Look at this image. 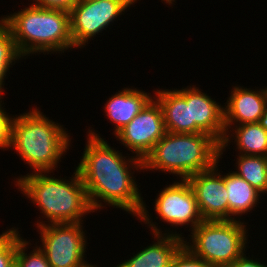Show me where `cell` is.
Listing matches in <instances>:
<instances>
[{
  "label": "cell",
  "instance_id": "22",
  "mask_svg": "<svg viewBox=\"0 0 267 267\" xmlns=\"http://www.w3.org/2000/svg\"><path fill=\"white\" fill-rule=\"evenodd\" d=\"M18 229L7 228L0 234V267H16V249L23 238Z\"/></svg>",
  "mask_w": 267,
  "mask_h": 267
},
{
  "label": "cell",
  "instance_id": "30",
  "mask_svg": "<svg viewBox=\"0 0 267 267\" xmlns=\"http://www.w3.org/2000/svg\"><path fill=\"white\" fill-rule=\"evenodd\" d=\"M90 267H98V265L93 264V265H91ZM113 267H115V266H113Z\"/></svg>",
  "mask_w": 267,
  "mask_h": 267
},
{
  "label": "cell",
  "instance_id": "10",
  "mask_svg": "<svg viewBox=\"0 0 267 267\" xmlns=\"http://www.w3.org/2000/svg\"><path fill=\"white\" fill-rule=\"evenodd\" d=\"M156 219L176 226L184 225L193 231L202 221L194 192L187 180H176L159 192L154 202ZM158 216V217H157Z\"/></svg>",
  "mask_w": 267,
  "mask_h": 267
},
{
  "label": "cell",
  "instance_id": "14",
  "mask_svg": "<svg viewBox=\"0 0 267 267\" xmlns=\"http://www.w3.org/2000/svg\"><path fill=\"white\" fill-rule=\"evenodd\" d=\"M232 87L223 105L226 133L235 125L258 123L267 104V86L258 90L240 85Z\"/></svg>",
  "mask_w": 267,
  "mask_h": 267
},
{
  "label": "cell",
  "instance_id": "26",
  "mask_svg": "<svg viewBox=\"0 0 267 267\" xmlns=\"http://www.w3.org/2000/svg\"><path fill=\"white\" fill-rule=\"evenodd\" d=\"M246 251L239 256L231 265L228 267H267V264L263 261L259 262V258L253 259V255L249 258L246 255Z\"/></svg>",
  "mask_w": 267,
  "mask_h": 267
},
{
  "label": "cell",
  "instance_id": "19",
  "mask_svg": "<svg viewBox=\"0 0 267 267\" xmlns=\"http://www.w3.org/2000/svg\"><path fill=\"white\" fill-rule=\"evenodd\" d=\"M233 171L262 195L267 194V157L238 154Z\"/></svg>",
  "mask_w": 267,
  "mask_h": 267
},
{
  "label": "cell",
  "instance_id": "1",
  "mask_svg": "<svg viewBox=\"0 0 267 267\" xmlns=\"http://www.w3.org/2000/svg\"><path fill=\"white\" fill-rule=\"evenodd\" d=\"M87 132L82 158L75 167L93 210H102L107 205L137 217L144 200L134 172L143 170V160L128 153L124 156L94 128L90 127Z\"/></svg>",
  "mask_w": 267,
  "mask_h": 267
},
{
  "label": "cell",
  "instance_id": "27",
  "mask_svg": "<svg viewBox=\"0 0 267 267\" xmlns=\"http://www.w3.org/2000/svg\"><path fill=\"white\" fill-rule=\"evenodd\" d=\"M258 124H260L267 131V104L264 108L263 115L258 121Z\"/></svg>",
  "mask_w": 267,
  "mask_h": 267
},
{
  "label": "cell",
  "instance_id": "28",
  "mask_svg": "<svg viewBox=\"0 0 267 267\" xmlns=\"http://www.w3.org/2000/svg\"><path fill=\"white\" fill-rule=\"evenodd\" d=\"M115 1L122 2L127 8L128 7L131 8V5L133 7V5L138 2V0H115Z\"/></svg>",
  "mask_w": 267,
  "mask_h": 267
},
{
  "label": "cell",
  "instance_id": "18",
  "mask_svg": "<svg viewBox=\"0 0 267 267\" xmlns=\"http://www.w3.org/2000/svg\"><path fill=\"white\" fill-rule=\"evenodd\" d=\"M224 182L228 192L229 220L244 221L240 218L255 211L263 195L232 170L224 174Z\"/></svg>",
  "mask_w": 267,
  "mask_h": 267
},
{
  "label": "cell",
  "instance_id": "3",
  "mask_svg": "<svg viewBox=\"0 0 267 267\" xmlns=\"http://www.w3.org/2000/svg\"><path fill=\"white\" fill-rule=\"evenodd\" d=\"M30 109L15 117L11 151L17 152L32 173L53 174L71 147V135L64 125L46 117L40 107Z\"/></svg>",
  "mask_w": 267,
  "mask_h": 267
},
{
  "label": "cell",
  "instance_id": "6",
  "mask_svg": "<svg viewBox=\"0 0 267 267\" xmlns=\"http://www.w3.org/2000/svg\"><path fill=\"white\" fill-rule=\"evenodd\" d=\"M246 224L238 220H203L190 232V238H186L189 240L184 239V245L214 267H228L249 248Z\"/></svg>",
  "mask_w": 267,
  "mask_h": 267
},
{
  "label": "cell",
  "instance_id": "17",
  "mask_svg": "<svg viewBox=\"0 0 267 267\" xmlns=\"http://www.w3.org/2000/svg\"><path fill=\"white\" fill-rule=\"evenodd\" d=\"M231 142L238 154L267 157V131L258 123L233 126L220 144V159Z\"/></svg>",
  "mask_w": 267,
  "mask_h": 267
},
{
  "label": "cell",
  "instance_id": "5",
  "mask_svg": "<svg viewBox=\"0 0 267 267\" xmlns=\"http://www.w3.org/2000/svg\"><path fill=\"white\" fill-rule=\"evenodd\" d=\"M218 160L220 144L210 135L167 132L143 160V173L159 170L186 180L212 168Z\"/></svg>",
  "mask_w": 267,
  "mask_h": 267
},
{
  "label": "cell",
  "instance_id": "24",
  "mask_svg": "<svg viewBox=\"0 0 267 267\" xmlns=\"http://www.w3.org/2000/svg\"><path fill=\"white\" fill-rule=\"evenodd\" d=\"M171 267H214L209 262L195 255L188 247L183 245L172 260Z\"/></svg>",
  "mask_w": 267,
  "mask_h": 267
},
{
  "label": "cell",
  "instance_id": "16",
  "mask_svg": "<svg viewBox=\"0 0 267 267\" xmlns=\"http://www.w3.org/2000/svg\"><path fill=\"white\" fill-rule=\"evenodd\" d=\"M156 89L154 98L158 101L167 132L191 133L190 102L178 89Z\"/></svg>",
  "mask_w": 267,
  "mask_h": 267
},
{
  "label": "cell",
  "instance_id": "23",
  "mask_svg": "<svg viewBox=\"0 0 267 267\" xmlns=\"http://www.w3.org/2000/svg\"><path fill=\"white\" fill-rule=\"evenodd\" d=\"M4 96L0 95V149L3 151L11 150L12 145V134H13V122L15 120L16 115L12 116L6 112L4 104V100H2ZM3 102V103H2Z\"/></svg>",
  "mask_w": 267,
  "mask_h": 267
},
{
  "label": "cell",
  "instance_id": "15",
  "mask_svg": "<svg viewBox=\"0 0 267 267\" xmlns=\"http://www.w3.org/2000/svg\"><path fill=\"white\" fill-rule=\"evenodd\" d=\"M153 97L151 93L139 90V88L124 87L107 99L103 108L105 116L114 125L112 134L115 135L127 125Z\"/></svg>",
  "mask_w": 267,
  "mask_h": 267
},
{
  "label": "cell",
  "instance_id": "4",
  "mask_svg": "<svg viewBox=\"0 0 267 267\" xmlns=\"http://www.w3.org/2000/svg\"><path fill=\"white\" fill-rule=\"evenodd\" d=\"M28 5L0 17L24 59L32 54H62L73 49L69 11Z\"/></svg>",
  "mask_w": 267,
  "mask_h": 267
},
{
  "label": "cell",
  "instance_id": "29",
  "mask_svg": "<svg viewBox=\"0 0 267 267\" xmlns=\"http://www.w3.org/2000/svg\"><path fill=\"white\" fill-rule=\"evenodd\" d=\"M140 1V0H139ZM161 1H163L165 4H167V5H174V2H176V0H161Z\"/></svg>",
  "mask_w": 267,
  "mask_h": 267
},
{
  "label": "cell",
  "instance_id": "7",
  "mask_svg": "<svg viewBox=\"0 0 267 267\" xmlns=\"http://www.w3.org/2000/svg\"><path fill=\"white\" fill-rule=\"evenodd\" d=\"M83 223H47L36 227L41 242L37 246L45 254L51 267L92 265L86 259V246L89 243Z\"/></svg>",
  "mask_w": 267,
  "mask_h": 267
},
{
  "label": "cell",
  "instance_id": "21",
  "mask_svg": "<svg viewBox=\"0 0 267 267\" xmlns=\"http://www.w3.org/2000/svg\"><path fill=\"white\" fill-rule=\"evenodd\" d=\"M35 243L36 247L31 246L30 240L27 241L26 238H22L18 242L16 249V267H51L47 261V257L37 246L38 242ZM30 246L33 247V250H30L28 253Z\"/></svg>",
  "mask_w": 267,
  "mask_h": 267
},
{
  "label": "cell",
  "instance_id": "13",
  "mask_svg": "<svg viewBox=\"0 0 267 267\" xmlns=\"http://www.w3.org/2000/svg\"><path fill=\"white\" fill-rule=\"evenodd\" d=\"M178 91L190 102L191 133L208 134L221 144L226 135L223 105L196 85Z\"/></svg>",
  "mask_w": 267,
  "mask_h": 267
},
{
  "label": "cell",
  "instance_id": "25",
  "mask_svg": "<svg viewBox=\"0 0 267 267\" xmlns=\"http://www.w3.org/2000/svg\"><path fill=\"white\" fill-rule=\"evenodd\" d=\"M30 4L40 8L62 9L70 11L77 0H30ZM35 2V3H34Z\"/></svg>",
  "mask_w": 267,
  "mask_h": 267
},
{
  "label": "cell",
  "instance_id": "2",
  "mask_svg": "<svg viewBox=\"0 0 267 267\" xmlns=\"http://www.w3.org/2000/svg\"><path fill=\"white\" fill-rule=\"evenodd\" d=\"M72 177H53L51 172L27 173L14 178L15 186L40 211L36 227L50 223L84 222L94 213L87 191L76 168ZM41 218H44L41 220ZM44 220V221H43ZM46 222V223H45Z\"/></svg>",
  "mask_w": 267,
  "mask_h": 267
},
{
  "label": "cell",
  "instance_id": "11",
  "mask_svg": "<svg viewBox=\"0 0 267 267\" xmlns=\"http://www.w3.org/2000/svg\"><path fill=\"white\" fill-rule=\"evenodd\" d=\"M146 207L148 206L144 201L141 213L136 219L149 226L147 228H150L149 231L154 236L153 243L136 252V254L133 253L132 257L120 262L115 267H171L174 256L184 245L185 237L184 235L182 236L183 233H177L176 227L174 232L170 228L162 231V228L160 229L161 226L158 227V223L153 222L152 216L151 214L149 215Z\"/></svg>",
  "mask_w": 267,
  "mask_h": 267
},
{
  "label": "cell",
  "instance_id": "9",
  "mask_svg": "<svg viewBox=\"0 0 267 267\" xmlns=\"http://www.w3.org/2000/svg\"><path fill=\"white\" fill-rule=\"evenodd\" d=\"M166 133L162 109L153 97L142 111L114 136L125 149L144 160Z\"/></svg>",
  "mask_w": 267,
  "mask_h": 267
},
{
  "label": "cell",
  "instance_id": "12",
  "mask_svg": "<svg viewBox=\"0 0 267 267\" xmlns=\"http://www.w3.org/2000/svg\"><path fill=\"white\" fill-rule=\"evenodd\" d=\"M218 163L219 160L212 168L186 179L194 192L203 220H229L228 192Z\"/></svg>",
  "mask_w": 267,
  "mask_h": 267
},
{
  "label": "cell",
  "instance_id": "20",
  "mask_svg": "<svg viewBox=\"0 0 267 267\" xmlns=\"http://www.w3.org/2000/svg\"><path fill=\"white\" fill-rule=\"evenodd\" d=\"M24 59L19 53L10 28L0 19V95L4 96L5 79L10 68L19 60ZM9 72V74H8Z\"/></svg>",
  "mask_w": 267,
  "mask_h": 267
},
{
  "label": "cell",
  "instance_id": "8",
  "mask_svg": "<svg viewBox=\"0 0 267 267\" xmlns=\"http://www.w3.org/2000/svg\"><path fill=\"white\" fill-rule=\"evenodd\" d=\"M129 9L115 0H77L69 11L73 49H82L88 41L109 28Z\"/></svg>",
  "mask_w": 267,
  "mask_h": 267
}]
</instances>
